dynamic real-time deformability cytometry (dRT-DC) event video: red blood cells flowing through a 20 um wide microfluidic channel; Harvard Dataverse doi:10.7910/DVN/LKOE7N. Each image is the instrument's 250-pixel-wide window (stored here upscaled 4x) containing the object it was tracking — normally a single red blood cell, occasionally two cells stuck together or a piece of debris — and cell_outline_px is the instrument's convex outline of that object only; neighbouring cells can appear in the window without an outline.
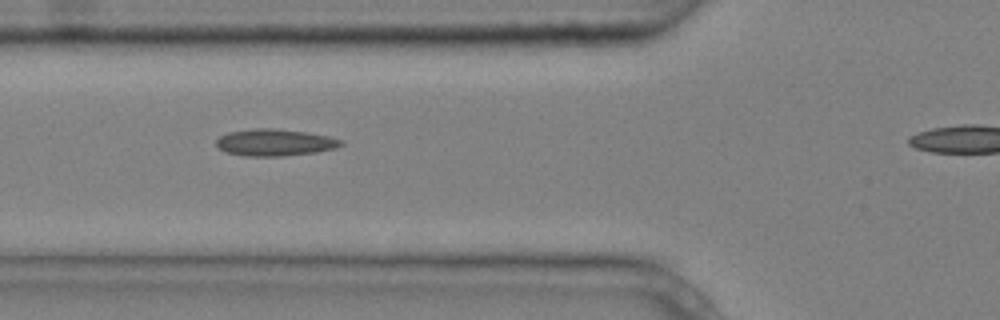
{"species": "common noctule bat (a hibernating species)", "species_latin": "Nyctalus noctula", "temperature_condition": "cold", "stored_images_in_passage": 8, "camera_frame_rate_fps": 3000, "um_per_image_px": 0.085, "animal": {"sex": "male", "body_mass_g": 20.4}, "frame": {"image": 1, "passage_image": 5, "time_ms": 1.333, "image_size_px": [1000, 320], "cell_outline_px": [[344, 144], [336, 148], [316, 152], [280, 156], [244, 156], [224, 152], [216, 144], [216, 140], [220, 136], [228, 132], [252, 128], [276, 128], [308, 132], [328, 136], [344, 140]], "centroid_in_image_um": [23.37, 12.1], "position_along_channel_um": 102.4, "area_um2": 19.71}}